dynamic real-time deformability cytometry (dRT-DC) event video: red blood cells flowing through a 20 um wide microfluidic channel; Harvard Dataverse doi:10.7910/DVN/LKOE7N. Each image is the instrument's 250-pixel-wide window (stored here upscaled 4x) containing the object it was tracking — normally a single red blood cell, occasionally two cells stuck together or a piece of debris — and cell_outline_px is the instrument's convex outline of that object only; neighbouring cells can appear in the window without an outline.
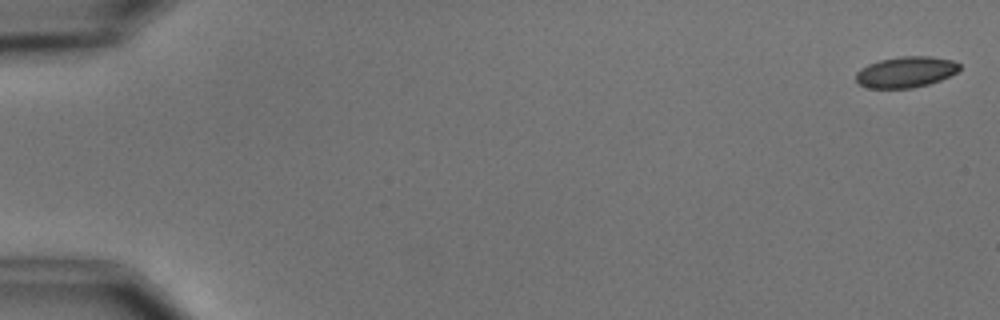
{"species": "common noctule bat (a hibernating species)", "species_latin": "Nyctalus noctula", "temperature_condition": "cold", "stored_images_in_passage": 7, "camera_frame_rate_fps": 3000, "um_per_image_px": 0.085, "animal": {"sex": "male", "body_mass_g": 15.6}, "frame": {"image": 1, "passage_image": 1, "time_ms": 0.0, "image_size_px": [1000, 320], "cell_outline_px": [[960, 68], [956, 72], [940, 80], [928, 84], [912, 88], [868, 88], [860, 84], [856, 80], [856, 72], [860, 68], [868, 64], [880, 60], [900, 56], [932, 56], [952, 60], [960, 64]], "centroid_in_image_um": [76.98, 6.11], "position_along_channel_um": 8.0, "area_um2": 18.67}}
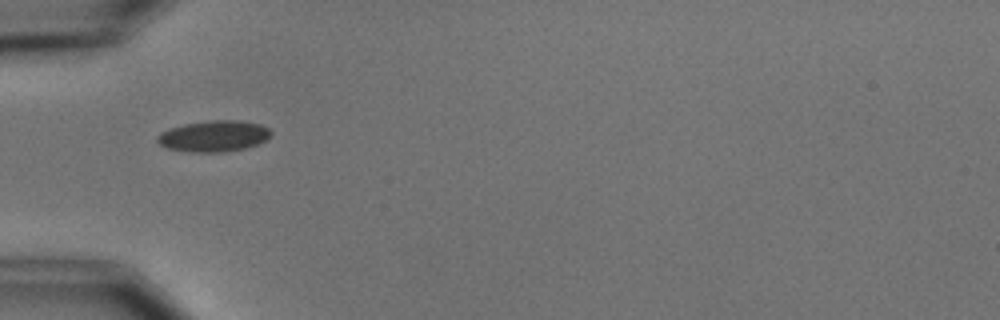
{"frame": {"image": 2, "passage_image": 5, "time_ms": 5.667, "image_size_px": [1000, 320], "cell_outline_px": [[272, 132], [260, 144], [244, 148], [224, 152], [188, 152], [168, 148], [160, 144], [156, 140], [156, 136], [160, 132], [184, 124], [212, 120], [240, 120], [260, 124], [268, 128]], "centroid_in_image_um": [18.17, 11.57], "position_along_channel_um": 66.8, "area_um2": 20.58}}
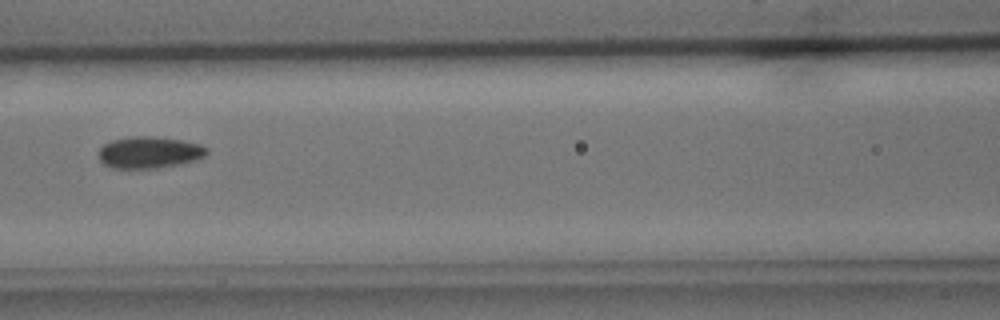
{"frame": {"image": 3, "passage_image": 7, "time_ms": 8.0, "image_size_px": [1000, 320], "cell_outline_px": [[208, 152], [204, 156], [196, 160], [180, 164], [156, 168], [112, 168], [104, 164], [100, 160], [96, 152], [104, 144], [112, 140], [132, 136], [152, 136], [180, 140], [200, 144], [208, 148]], "centroid_in_image_um": [12.67, 12.95], "position_along_channel_um": 153.9, "area_um2": 20.06}}